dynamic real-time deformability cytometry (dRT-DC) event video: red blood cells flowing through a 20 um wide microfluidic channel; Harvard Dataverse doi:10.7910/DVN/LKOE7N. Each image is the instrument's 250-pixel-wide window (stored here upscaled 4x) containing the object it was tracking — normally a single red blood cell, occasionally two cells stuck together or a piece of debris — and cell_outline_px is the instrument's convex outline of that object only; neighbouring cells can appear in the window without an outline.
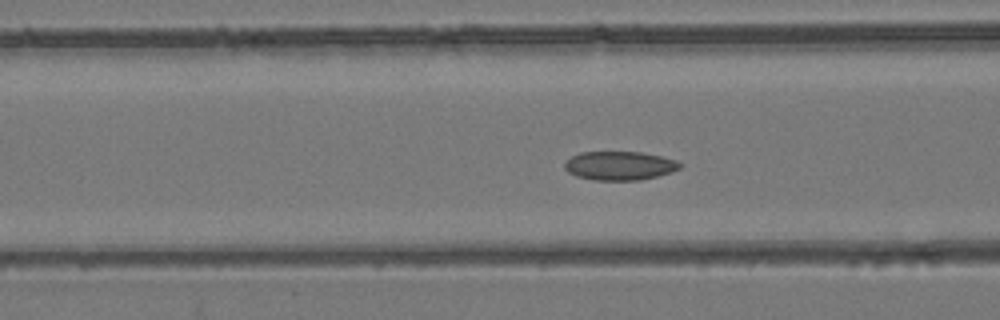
{"species": "common noctule bat (a hibernating species)", "species_latin": "Nyctalus noctula", "temperature_condition": "room temperature", "stored_images_in_passage": 42, "camera_frame_rate_fps": 3000, "um_per_image_px": 0.085, "animal": {"sex": "female", "body_mass_g": 24.6, "forearm_length_mm": 56.2}, "frame": {"image": 1, "passage_image": 21, "time_ms": 6.667, "image_size_px": [1000, 320], "cell_outline_px": [[684, 164], [680, 168], [672, 172], [640, 180], [596, 180], [576, 176], [568, 172], [564, 168], [564, 164], [572, 156], [580, 152], [640, 152], [660, 156], [676, 160]], "centroid_in_image_um": [52.68, 14.08], "position_along_channel_um": 113.9, "area_um2": 19.31}}
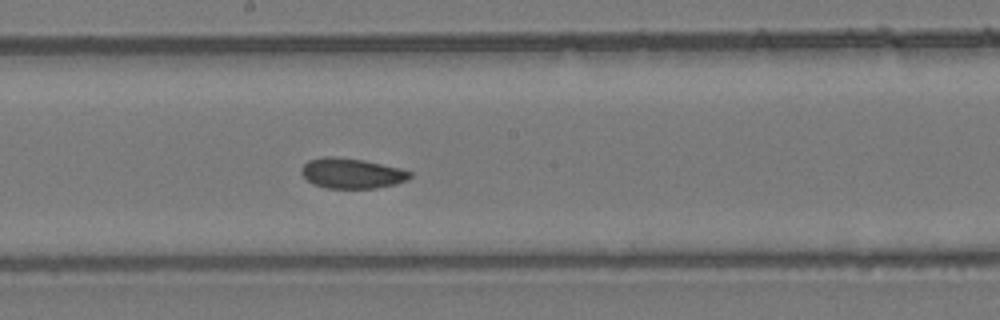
{"frame": {"image": 2, "passage_image": 29, "time_ms": 9.333, "image_size_px": [1000, 320], "cell_outline_px": [[412, 176], [408, 180], [396, 184], [376, 188], [324, 188], [312, 184], [300, 172], [300, 168], [308, 160], [324, 156], [332, 156], [364, 160], [400, 168], [412, 172]], "centroid_in_image_um": [29.89, 14.73], "position_along_channel_um": 218.3, "area_um2": 19.31}}
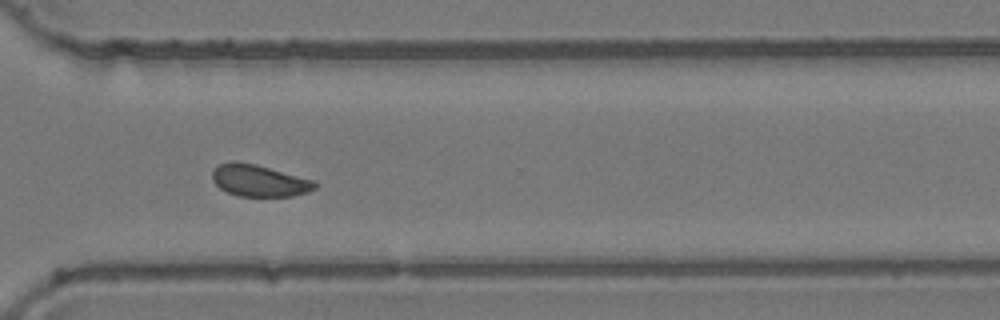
{"frame": {"image": 3, "passage_image": 39, "time_ms": 12.667, "image_size_px": [1000, 320], "cell_outline_px": [[320, 184], [316, 188], [308, 192], [292, 196], [236, 196], [220, 188], [212, 180], [212, 168], [220, 164], [232, 160], [236, 160], [256, 164], [316, 180]], "centroid_in_image_um": [22.05, 15.34], "position_along_channel_um": 348.6, "area_um2": 19.42}, "authors_computed_cell_mechanics": {"area_um2": 20.3456, "velocity_mm_per_s": 3.9029, "shape_relaxation_time_tau1_ms": null, "shape_relaxation_time_tau2_ms": 2.2944, "deformation_change_tau1": null, "deformation_change_tau2": 0.0735}}